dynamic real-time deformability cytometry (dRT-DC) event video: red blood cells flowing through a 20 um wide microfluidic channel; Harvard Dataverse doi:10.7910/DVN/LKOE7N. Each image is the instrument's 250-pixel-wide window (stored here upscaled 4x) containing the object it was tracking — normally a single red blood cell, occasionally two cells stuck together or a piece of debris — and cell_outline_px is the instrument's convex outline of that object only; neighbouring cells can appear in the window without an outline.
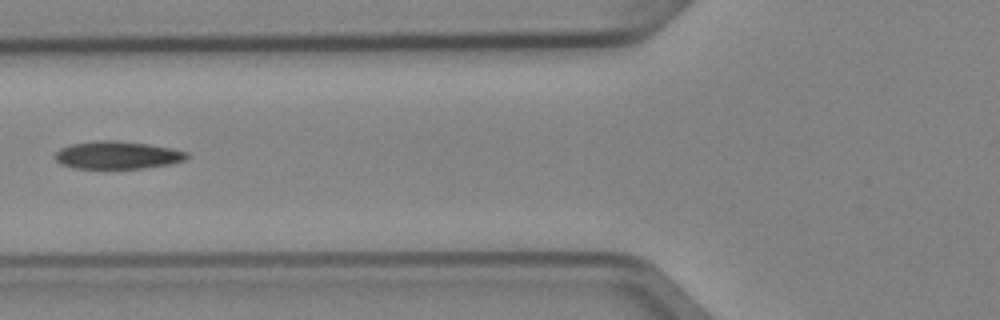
{"species": "Egyptian fruit bat (a non-hibernating species)", "species_latin": "Rousettus aegyptiacus", "temperature_condition": "cold", "stored_images_in_passage": 3, "camera_frame_rate_fps": 3000, "um_per_image_px": 0.085, "animal": {"sex": "female"}, "frame": {"image": 1, "passage_image": 2, "time_ms": 0.333, "image_size_px": [1000, 320], "cell_outline_px": [[192, 156], [188, 160], [168, 164], [144, 168], [72, 168], [60, 164], [56, 160], [56, 152], [60, 148], [72, 144], [96, 140], [116, 140], [148, 144], [172, 148], [188, 152]], "centroid_in_image_um": [10.03, 13.18], "position_along_channel_um": 115.8, "area_um2": 21.44}}
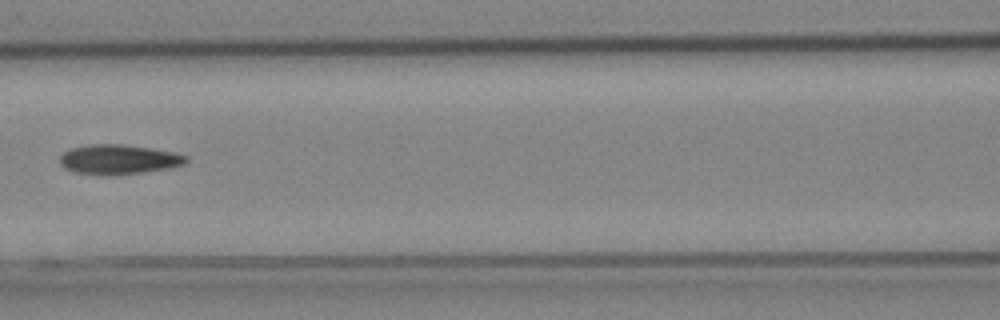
{"frame": {"image": 2, "passage_image": 3, "time_ms": 0.667, "image_size_px": [1000, 320], "cell_outline_px": [[188, 160], [184, 164], [168, 168], [144, 172], [112, 176], [100, 176], [76, 172], [64, 168], [60, 164], [60, 156], [64, 152], [72, 148], [88, 144], [124, 144], [172, 152], [188, 156]], "centroid_in_image_um": [10.05, 13.56], "position_along_channel_um": 156.5, "area_um2": 21.96}}